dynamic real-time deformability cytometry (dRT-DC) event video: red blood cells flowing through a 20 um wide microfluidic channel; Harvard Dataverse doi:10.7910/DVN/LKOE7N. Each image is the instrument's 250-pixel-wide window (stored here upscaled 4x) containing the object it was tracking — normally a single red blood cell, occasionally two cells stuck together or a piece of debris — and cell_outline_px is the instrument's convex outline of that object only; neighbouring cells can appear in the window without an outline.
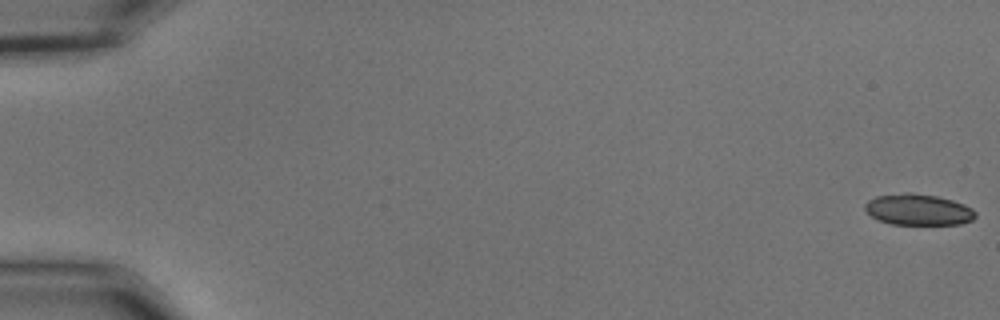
{"species": "common noctule bat (a hibernating species)", "species_latin": "Nyctalus noctula", "temperature_condition": "cold", "stored_images_in_passage": 29, "camera_frame_rate_fps": 3000, "um_per_image_px": 0.085, "animal": {"sex": "male", "body_mass_g": 15.6}, "frame": {"image": 1, "passage_image": 1, "time_ms": 0.0, "image_size_px": [1000, 320], "cell_outline_px": [[976, 216], [972, 220], [960, 224], [892, 224], [880, 220], [872, 216], [864, 208], [864, 204], [868, 200], [876, 196], [904, 192], [908, 192], [936, 196], [952, 200], [964, 204], [972, 208], [976, 212]], "centroid_in_image_um": [78.06, 17.81], "position_along_channel_um": 6.9, "area_um2": 20.0}}
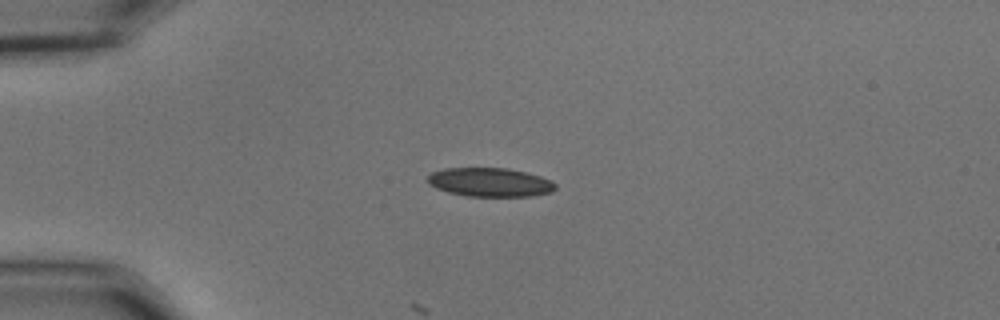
{"frame": {"image": 2, "passage_image": 15, "time_ms": 4.667, "image_size_px": [1000, 320], "cell_outline_px": [[556, 188], [552, 192], [528, 196], [468, 196], [448, 192], [436, 188], [428, 184], [428, 176], [432, 172], [444, 168], [508, 168], [540, 176], [552, 180], [556, 184]], "centroid_in_image_um": [41.65, 15.49], "position_along_channel_um": 43.4, "area_um2": 21.44}}